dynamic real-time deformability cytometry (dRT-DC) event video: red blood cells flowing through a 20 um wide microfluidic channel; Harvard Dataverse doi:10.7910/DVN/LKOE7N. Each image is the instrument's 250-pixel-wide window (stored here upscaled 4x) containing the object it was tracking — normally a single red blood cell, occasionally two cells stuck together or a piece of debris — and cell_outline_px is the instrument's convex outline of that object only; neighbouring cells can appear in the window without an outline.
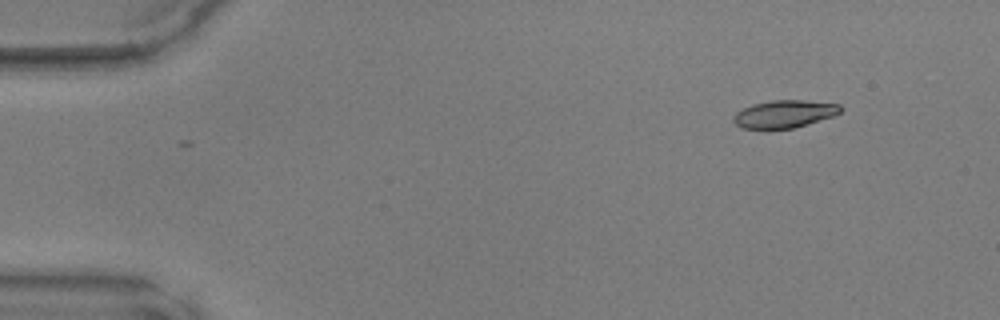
{"species": "common noctule bat (a hibernating species)", "species_latin": "Nyctalus noctula", "temperature_condition": "warm", "stored_images_in_passage": 2, "camera_frame_rate_fps": 3000, "um_per_image_px": 0.085, "animal": {"sex": "male", "body_mass_g": 17.9, "forearm_length_mm": 54.2}, "frame": {"image": 1, "passage_image": 1, "time_ms": 0.0, "image_size_px": [1000, 320], "cell_outline_px": [[844, 108], [840, 112], [832, 116], [808, 124], [792, 128], [768, 132], [740, 128], [732, 120], [732, 116], [736, 112], [752, 104], [772, 100], [804, 100], [840, 104]], "centroid_in_image_um": [66.6, 9.73], "position_along_channel_um": 18.4, "area_um2": 17.92}}